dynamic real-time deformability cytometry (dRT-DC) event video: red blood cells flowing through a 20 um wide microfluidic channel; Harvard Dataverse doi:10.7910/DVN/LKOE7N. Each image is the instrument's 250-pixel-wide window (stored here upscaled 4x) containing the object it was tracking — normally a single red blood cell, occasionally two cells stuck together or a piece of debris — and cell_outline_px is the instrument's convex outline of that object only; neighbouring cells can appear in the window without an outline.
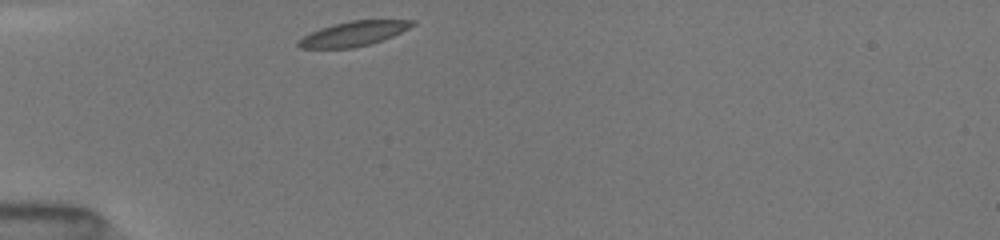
{"species": "common noctule bat (a hibernating species)", "species_latin": "Nyctalus noctula", "temperature_condition": "room temperature", "stored_images_in_passage": 2, "camera_frame_rate_fps": 3000, "um_per_image_px": 0.085, "animal": {"sex": "female", "body_mass_g": 19.5, "forearm_length_mm": 54.1}, "frame": {"image": 1, "passage_image": 1, "time_ms": 0.0, "image_size_px": [1000, 240], "cell_outline_px": [[416, 24], [392, 36], [368, 44], [352, 48], [300, 48], [296, 44], [296, 40], [320, 28], [348, 20], [416, 20]], "centroid_in_image_um": [30.02, 2.86], "position_along_channel_um": 55.0, "area_um2": 16.24}}